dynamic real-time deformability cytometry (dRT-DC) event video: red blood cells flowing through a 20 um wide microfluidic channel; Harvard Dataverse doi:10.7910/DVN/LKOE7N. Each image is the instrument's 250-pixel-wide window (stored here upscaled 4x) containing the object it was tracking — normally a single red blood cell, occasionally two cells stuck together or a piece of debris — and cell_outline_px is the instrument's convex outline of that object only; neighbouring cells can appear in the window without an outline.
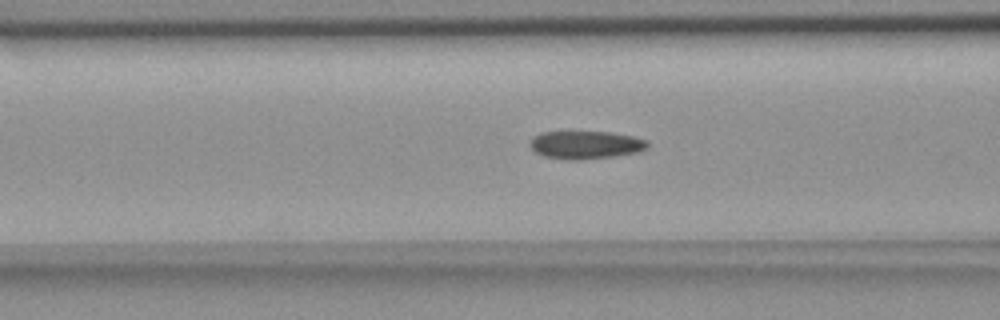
{"species": "common noctule bat (a hibernating species)", "species_latin": "Nyctalus noctula", "temperature_condition": "room temperature", "stored_images_in_passage": 38, "camera_frame_rate_fps": 3000, "um_per_image_px": 0.085, "animal": {"sex": "female", "body_mass_g": 18.4}, "frame": {"image": 1, "passage_image": 7, "time_ms": 2.0, "image_size_px": [1000, 320], "cell_outline_px": [[648, 148], [636, 152], [616, 156], [580, 160], [568, 160], [544, 156], [536, 152], [528, 144], [532, 136], [540, 132], [612, 132], [632, 136], [648, 140]], "centroid_in_image_um": [49.77, 12.31], "position_along_channel_um": 116.8, "area_um2": 19.31}}
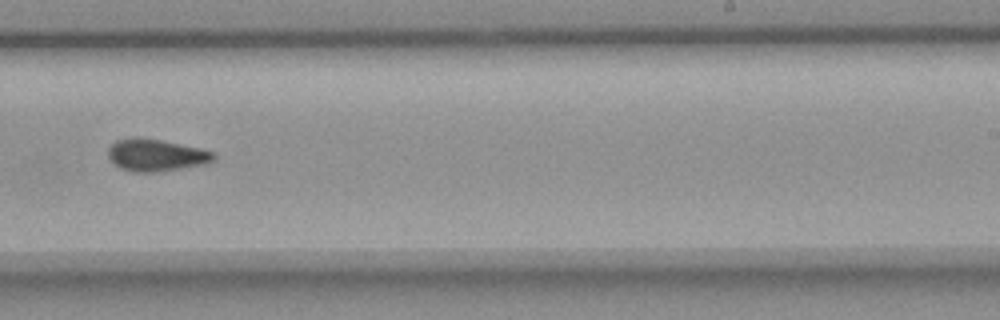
{"frame": {"image": 2, "passage_image": 20, "time_ms": 6.333, "image_size_px": [1000, 320], "cell_outline_px": [[216, 160], [204, 164], [180, 168], [152, 172], [136, 172], [120, 168], [108, 156], [108, 148], [116, 140], [132, 136], [160, 140], [200, 148], [212, 152], [216, 156]], "centroid_in_image_um": [13.25, 13.17], "position_along_channel_um": 275.8, "area_um2": 19.54}}
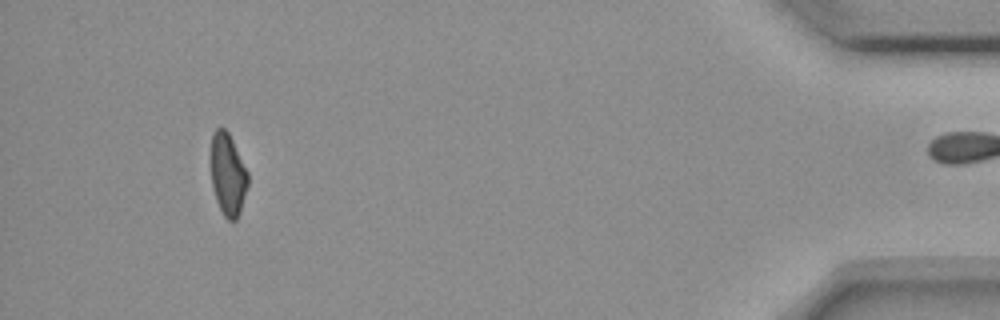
{"frame": {"image": 3, "passage_image": 37, "time_ms": 12.0, "image_size_px": [1000, 320], "cell_outline_px": [[248, 184], [240, 212], [236, 220], [228, 220], [224, 216], [216, 200], [212, 184], [212, 132], [216, 128], [224, 128], [228, 132], [248, 172]], "centroid_in_image_um": [19.38, 14.84], "position_along_channel_um": 415.8, "area_um2": 17.4}, "authors_computed_cell_mechanics": {"area_um2": 19.1607, "velocity_mm_per_s": 3.6795, "shape_relaxation_time_tau1_ms": null, "shape_relaxation_time_tau2_ms": 5.9857, "deformation_change_tau1": null, "deformation_change_tau2": 0.1055}}